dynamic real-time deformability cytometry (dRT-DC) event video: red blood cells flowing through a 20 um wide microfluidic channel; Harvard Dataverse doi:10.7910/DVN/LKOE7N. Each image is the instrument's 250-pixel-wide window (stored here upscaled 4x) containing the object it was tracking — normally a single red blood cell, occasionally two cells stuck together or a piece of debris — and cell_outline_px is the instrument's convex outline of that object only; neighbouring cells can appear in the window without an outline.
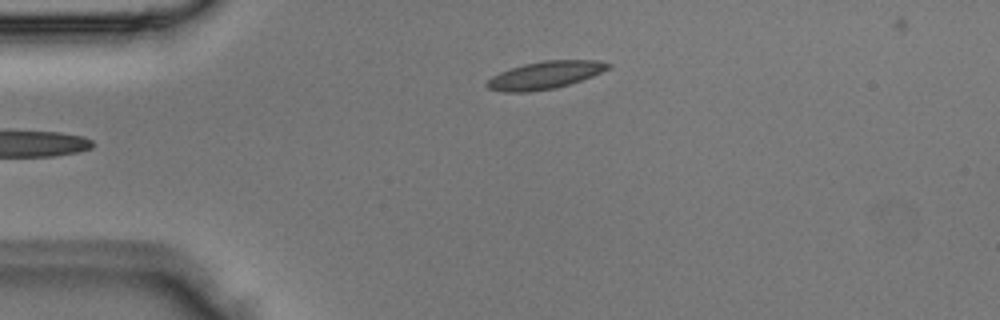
{"species": "Egyptian fruit bat (a non-hibernating species)", "species_latin": "Rousettus aegyptiacus", "temperature_condition": "room temperature", "stored_images_in_passage": 3, "camera_frame_rate_fps": 3000, "um_per_image_px": 0.085, "animal": {"sex": "male"}, "frame": {"image": 1, "passage_image": 2, "time_ms": 0.333, "image_size_px": [1000, 320], "cell_outline_px": [[612, 64], [608, 68], [592, 76], [556, 88], [528, 92], [504, 92], [488, 88], [484, 84], [492, 76], [500, 72], [524, 64], [544, 60], [596, 60]], "centroid_in_image_um": [46.29, 6.39], "position_along_channel_um": 38.7, "area_um2": 19.25}}
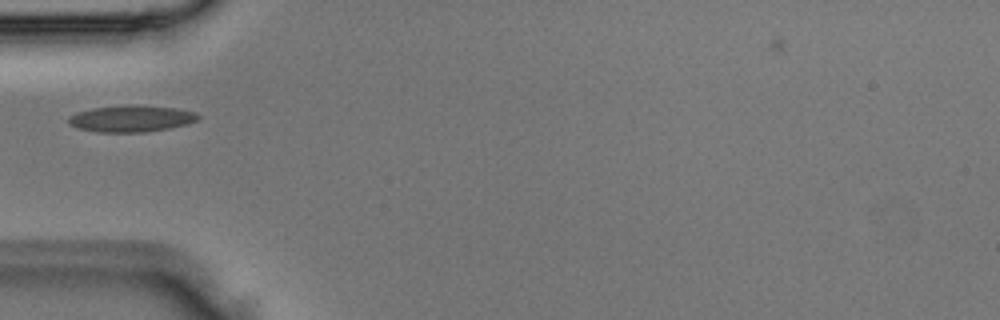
{"frame": {"image": 2, "passage_image": 3, "time_ms": 0.667, "image_size_px": [1000, 320], "cell_outline_px": [[200, 116], [196, 120], [188, 124], [168, 128], [144, 132], [96, 132], [76, 128], [68, 124], [68, 116], [76, 112], [92, 108], [124, 104], [132, 104], [172, 108], [196, 112]], "centroid_in_image_um": [11.09, 10.07], "position_along_channel_um": 73.9, "area_um2": 20.23}}